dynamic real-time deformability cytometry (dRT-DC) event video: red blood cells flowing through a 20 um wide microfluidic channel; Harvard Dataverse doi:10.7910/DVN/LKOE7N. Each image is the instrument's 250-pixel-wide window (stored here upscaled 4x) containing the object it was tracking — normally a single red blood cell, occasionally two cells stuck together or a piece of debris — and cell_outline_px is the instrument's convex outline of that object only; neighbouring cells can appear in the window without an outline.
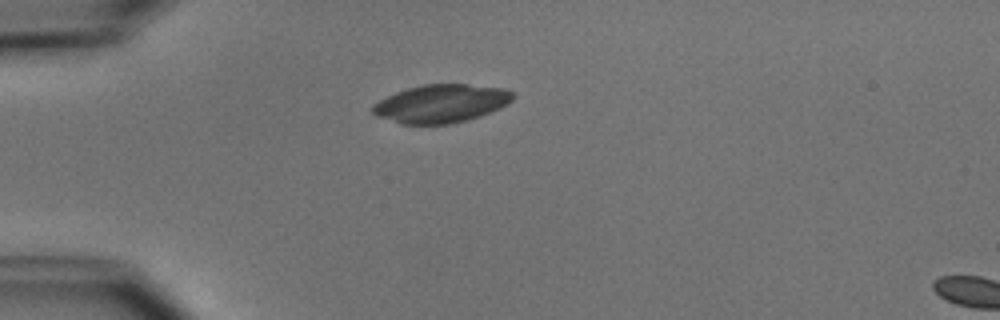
{"species": "common noctule bat (a hibernating species)", "species_latin": "Nyctalus noctula", "temperature_condition": "cold", "stored_images_in_passage": 2, "camera_frame_rate_fps": 3000, "um_per_image_px": 0.085, "animal": {"sex": "male", "body_mass_g": 15.6}, "frame": {"image": 1, "passage_image": 1, "time_ms": 0.0, "image_size_px": [1000, 320], "cell_outline_px": [[516, 96], [508, 104], [500, 108], [480, 116], [468, 120], [452, 124], [400, 124], [376, 116], [372, 112], [372, 104], [396, 92], [408, 88], [424, 84], [468, 84], [504, 88], [512, 92]], "centroid_in_image_um": [37.51, 8.81], "position_along_channel_um": 47.5, "area_um2": 31.39}}